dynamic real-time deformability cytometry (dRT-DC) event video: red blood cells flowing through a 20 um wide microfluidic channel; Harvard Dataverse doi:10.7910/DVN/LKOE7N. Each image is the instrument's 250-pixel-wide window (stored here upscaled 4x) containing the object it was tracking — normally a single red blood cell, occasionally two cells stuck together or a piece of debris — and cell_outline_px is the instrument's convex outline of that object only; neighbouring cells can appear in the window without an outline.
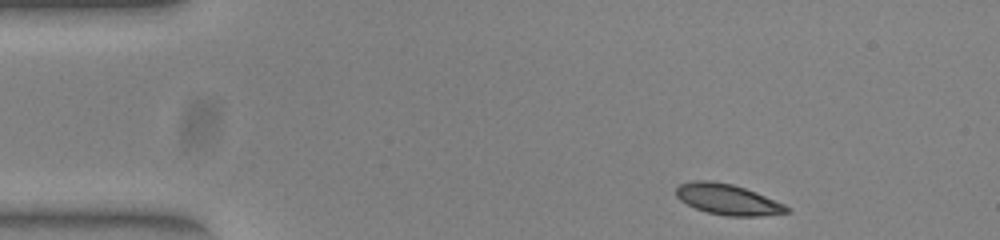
{"species": "common noctule bat (a hibernating species)", "species_latin": "Nyctalus noctula", "temperature_condition": "warm", "stored_images_in_passage": 46, "camera_frame_rate_fps": 3000, "um_per_image_px": 0.085, "animal": {"sex": "female", "body_mass_g": 23.0, "forearm_length_mm": 53.4}, "frame": {"image": 1, "passage_image": 1, "time_ms": 0.0, "image_size_px": [1000, 240], "cell_outline_px": [[792, 212], [760, 216], [728, 216], [708, 212], [696, 208], [680, 200], [676, 196], [676, 188], [680, 184], [692, 180], [712, 180], [732, 184], [756, 192], [784, 204], [792, 208]], "centroid_in_image_um": [61.88, 16.95], "position_along_channel_um": 23.1, "area_um2": 19.83}}
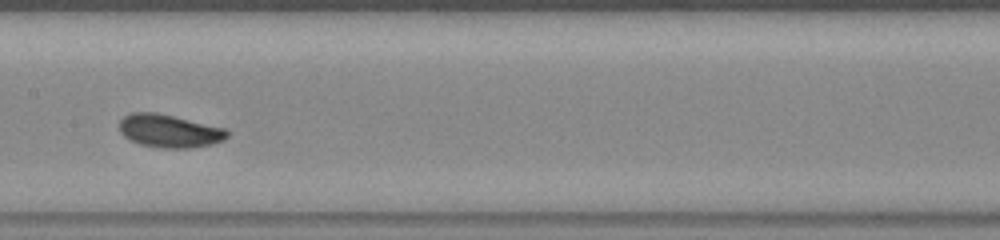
{"frame": {"image": 2, "passage_image": 20, "time_ms": 6.333, "image_size_px": [1000, 240], "cell_outline_px": [[228, 136], [224, 140], [212, 144], [192, 148], [160, 148], [140, 144], [124, 136], [120, 132], [120, 120], [124, 116], [132, 112], [156, 112], [224, 128], [228, 132]], "centroid_in_image_um": [14.39, 11.14], "position_along_channel_um": 193.0, "area_um2": 20.63}}
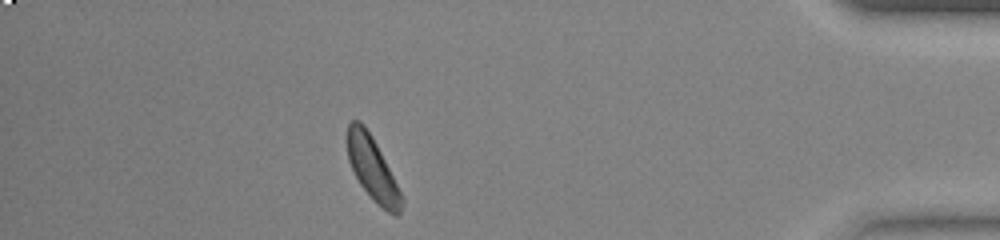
{"frame": {"image": 3, "passage_image": 40, "time_ms": 13.0, "image_size_px": [1000, 240], "cell_outline_px": [[404, 200], [400, 212], [396, 216], [388, 212], [372, 200], [360, 184], [348, 160], [348, 124], [352, 120], [360, 120], [364, 124], [372, 136], [404, 196]], "centroid_in_image_um": [31.69, 14.37], "position_along_channel_um": 403.5, "area_um2": 20.0}, "authors_computed_cell_mechanics": {"area_um2": 19.9699, "velocity_mm_per_s": 3.893, "shape_relaxation_time_tau1_ms": 10.1586, "shape_relaxation_time_tau2_ms": null, "deformation_change_tau1": 0.2875, "deformation_change_tau2": null}}